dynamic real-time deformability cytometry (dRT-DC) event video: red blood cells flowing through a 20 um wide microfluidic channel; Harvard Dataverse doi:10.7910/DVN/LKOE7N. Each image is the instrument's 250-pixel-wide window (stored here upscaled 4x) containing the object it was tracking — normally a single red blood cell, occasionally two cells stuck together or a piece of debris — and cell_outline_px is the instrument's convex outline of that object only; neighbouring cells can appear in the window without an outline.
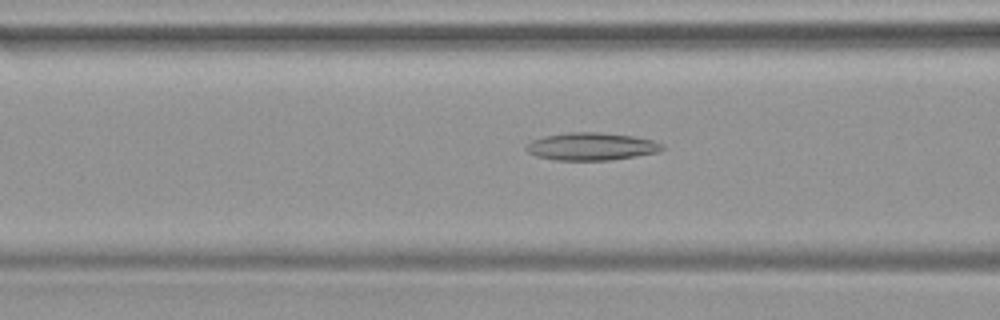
{"species": "common noctule bat (a hibernating species)", "species_latin": "Nyctalus noctula", "temperature_condition": "warm", "stored_images_in_passage": 9, "camera_frame_rate_fps": 3000, "um_per_image_px": 0.085, "animal": {"sex": "female", "body_mass_g": 19.9}, "frame": {"image": 1, "passage_image": 7, "time_ms": 2.0, "image_size_px": [1000, 320], "cell_outline_px": [[664, 148], [656, 152], [636, 156], [612, 160], [556, 160], [536, 156], [528, 152], [524, 148], [532, 140], [544, 136], [568, 132], [600, 132], [632, 136], [652, 140], [660, 144]], "centroid_in_image_um": [50.22, 12.45], "position_along_channel_um": 116.4, "area_um2": 21.73}}